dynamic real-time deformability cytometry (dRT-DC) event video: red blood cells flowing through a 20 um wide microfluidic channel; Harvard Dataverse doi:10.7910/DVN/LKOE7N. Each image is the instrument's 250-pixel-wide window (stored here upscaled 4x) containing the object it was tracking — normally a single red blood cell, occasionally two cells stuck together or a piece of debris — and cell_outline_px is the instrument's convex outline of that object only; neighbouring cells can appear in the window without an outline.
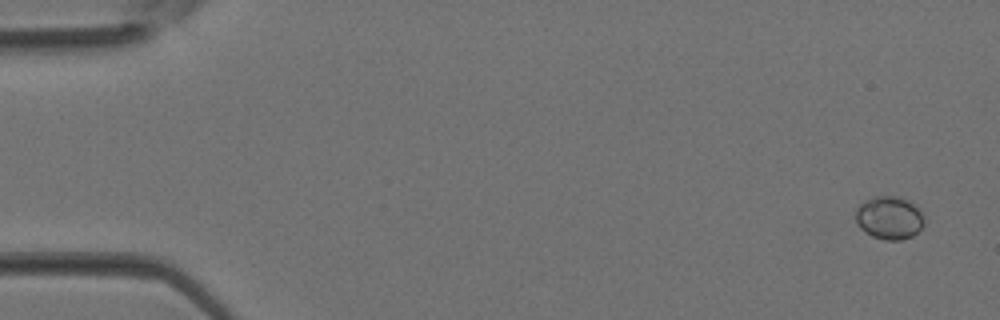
{"species": "Egyptian fruit bat (a non-hibernating species)", "species_latin": "Rousettus aegyptiacus", "temperature_condition": "room temperature", "stored_images_in_passage": 2, "camera_frame_rate_fps": 3000, "um_per_image_px": 0.085, "animal": {"sex": "female"}, "frame": {"image": 1, "passage_image": 1, "time_ms": 0.0, "image_size_px": [1000, 320], "cell_outline_px": [[924, 224], [912, 236], [900, 240], [884, 240], [872, 236], [860, 228], [856, 220], [856, 208], [860, 204], [872, 196], [900, 196], [916, 204], [920, 208], [924, 216]], "centroid_in_image_um": [75.61, 18.49], "position_along_channel_um": 9.4, "area_um2": 17.4}}